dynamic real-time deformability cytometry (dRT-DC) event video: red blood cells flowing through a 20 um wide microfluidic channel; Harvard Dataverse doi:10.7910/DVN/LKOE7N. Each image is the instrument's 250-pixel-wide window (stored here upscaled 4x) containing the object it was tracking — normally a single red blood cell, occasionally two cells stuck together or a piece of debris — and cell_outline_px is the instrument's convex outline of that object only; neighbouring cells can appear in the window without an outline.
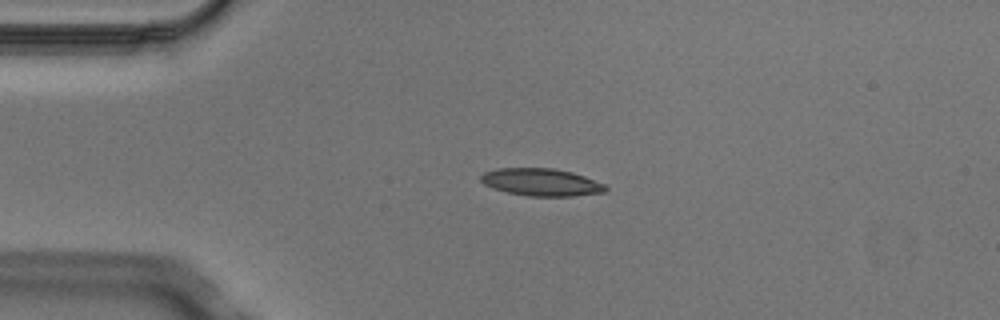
{"species": "Egyptian fruit bat (a non-hibernating species)", "species_latin": "Rousettus aegyptiacus", "temperature_condition": "cold", "stored_images_in_passage": 4, "camera_frame_rate_fps": 3000, "um_per_image_px": 0.085, "animal": {"sex": "male"}, "frame": {"image": 1, "passage_image": 3, "time_ms": 0.667, "image_size_px": [1000, 320], "cell_outline_px": [[608, 188], [604, 192], [572, 196], [528, 196], [508, 192], [492, 188], [484, 184], [480, 180], [480, 176], [484, 172], [500, 168], [552, 168], [572, 172], [584, 176], [604, 184]], "centroid_in_image_um": [45.99, 15.48], "position_along_channel_um": 39.0, "area_um2": 19.83}}